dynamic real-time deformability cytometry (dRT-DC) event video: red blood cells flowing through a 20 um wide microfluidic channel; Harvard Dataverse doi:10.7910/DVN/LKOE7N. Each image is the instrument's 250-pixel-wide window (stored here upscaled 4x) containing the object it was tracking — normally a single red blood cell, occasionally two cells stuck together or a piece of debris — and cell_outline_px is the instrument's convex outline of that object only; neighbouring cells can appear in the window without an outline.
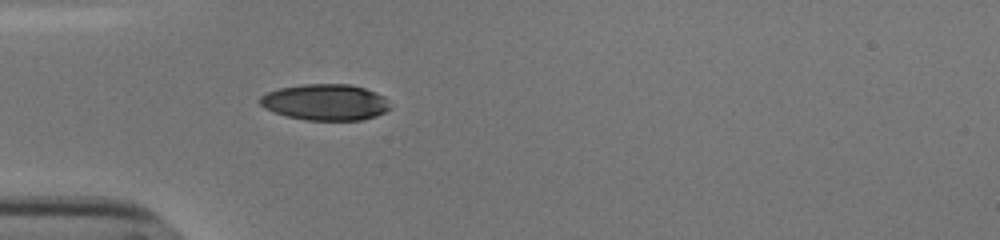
{"species": "human", "species_latin": "Homo sapiens", "temperature_condition": "cold", "stored_images_in_passage": 38, "camera_frame_rate_fps": 3000, "um_per_image_px": 0.085, "donor": {"sex": "male"}, "frame": {"image": 1, "passage_image": 1, "time_ms": 0.0, "image_size_px": [1000, 240], "cell_outline_px": [[392, 108], [376, 116], [360, 120], [304, 120], [288, 116], [264, 108], [260, 104], [260, 96], [268, 92], [280, 88], [304, 84], [348, 84], [364, 88], [376, 92], [384, 96], [388, 100]], "centroid_in_image_um": [27.69, 8.69], "position_along_channel_um": 57.3, "area_um2": 27.4}}
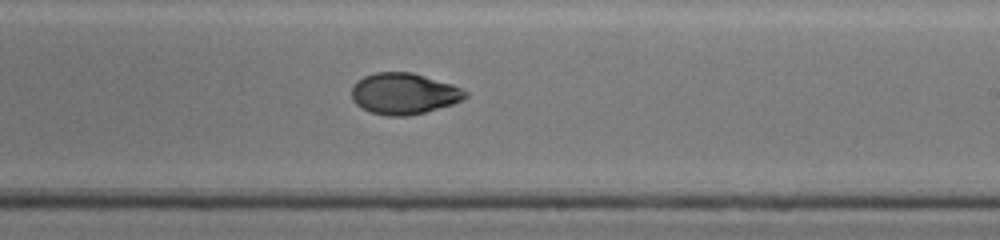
{"frame": {"image": 2, "passage_image": 17, "time_ms": 5.333, "image_size_px": [1000, 240], "cell_outline_px": [[468, 96], [452, 104], [424, 112], [408, 116], [384, 116], [372, 112], [356, 104], [352, 100], [352, 84], [356, 80], [364, 76], [376, 72], [412, 72], [452, 84], [468, 92]], "centroid_in_image_um": [34.31, 7.95], "position_along_channel_um": 254.7, "area_um2": 27.28}}
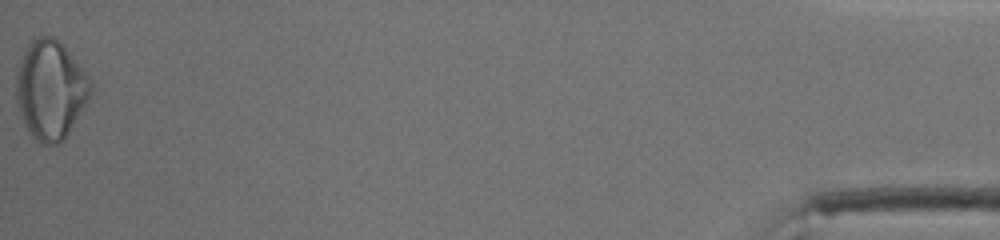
{"frame": {"image": 3, "passage_image": 38, "time_ms": 12.333, "image_size_px": [1000, 240], "cell_outline_px": [[92, 96], [64, 140], [56, 144], [40, 144], [32, 136], [16, 104], [16, 76], [20, 60], [28, 44], [32, 40], [40, 36], [52, 36], [60, 40], [84, 68], [92, 80]], "centroid_in_image_um": [4.34, 7.61], "position_along_channel_um": 430.9, "area_um2": 43.35}, "authors_computed_cell_mechanics": {"area_um2": 28.1486, "velocity_mm_per_s": 3.8396, "shape_relaxation_time_tau1_ms": 5.9376, "shape_relaxation_time_tau2_ms": 2.287, "deformation_change_tau1": 0.1601, "deformation_change_tau2": 0.0488}}